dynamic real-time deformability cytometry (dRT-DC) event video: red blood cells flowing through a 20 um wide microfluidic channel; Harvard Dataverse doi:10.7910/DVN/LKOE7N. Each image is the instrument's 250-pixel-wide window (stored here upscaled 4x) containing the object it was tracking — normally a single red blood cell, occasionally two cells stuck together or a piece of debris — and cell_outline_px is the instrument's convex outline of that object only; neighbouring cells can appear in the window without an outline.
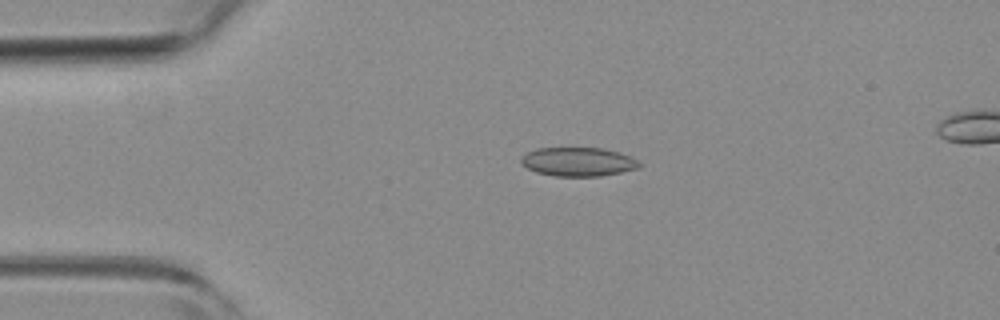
{"species": "common noctule bat (a hibernating species)", "species_latin": "Nyctalus noctula", "temperature_condition": "room temperature", "stored_images_in_passage": 5, "camera_frame_rate_fps": 3000, "um_per_image_px": 0.085, "animal": {"sex": "female", "body_mass_g": 19.3, "forearm_length_mm": 54.1}, "frame": {"image": 1, "passage_image": 3, "time_ms": 0.667, "image_size_px": [1000, 320], "cell_outline_px": [[644, 164], [640, 168], [600, 176], [552, 176], [536, 172], [520, 164], [520, 156], [536, 148], [604, 148], [628, 156]], "centroid_in_image_um": [49.11, 13.75], "position_along_channel_um": 35.9, "area_um2": 19.94}}